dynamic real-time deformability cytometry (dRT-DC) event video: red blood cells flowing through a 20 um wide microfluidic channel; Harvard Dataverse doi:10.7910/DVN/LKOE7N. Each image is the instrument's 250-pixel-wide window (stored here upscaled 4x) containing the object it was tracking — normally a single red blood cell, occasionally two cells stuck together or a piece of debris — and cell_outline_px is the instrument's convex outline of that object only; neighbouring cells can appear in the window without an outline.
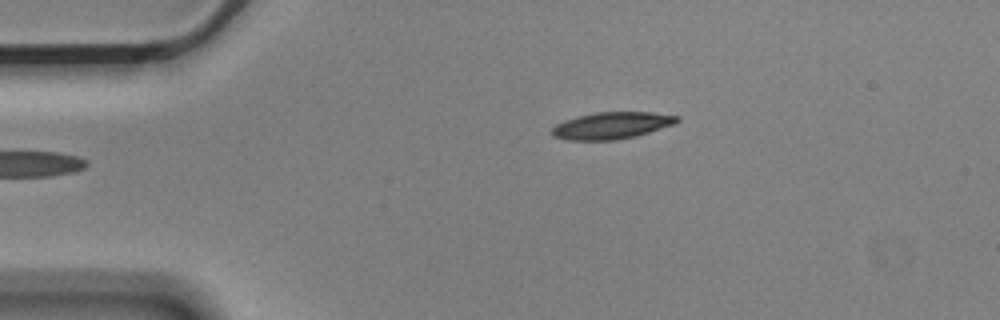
{"species": "Egyptian fruit bat (a non-hibernating species)", "species_latin": "Rousettus aegyptiacus", "temperature_condition": "cold", "stored_images_in_passage": 3, "camera_frame_rate_fps": 3000, "um_per_image_px": 0.085, "animal": {"sex": "male"}, "frame": {"image": 1, "passage_image": 1, "time_ms": 0.0, "image_size_px": [1000, 320], "cell_outline_px": [[680, 120], [676, 124], [636, 136], [616, 140], [568, 140], [552, 136], [552, 128], [556, 124], [564, 120], [576, 116], [596, 112], [652, 112], [680, 116]], "centroid_in_image_um": [52.01, 10.66], "position_along_channel_um": 33.0, "area_um2": 19.77}}
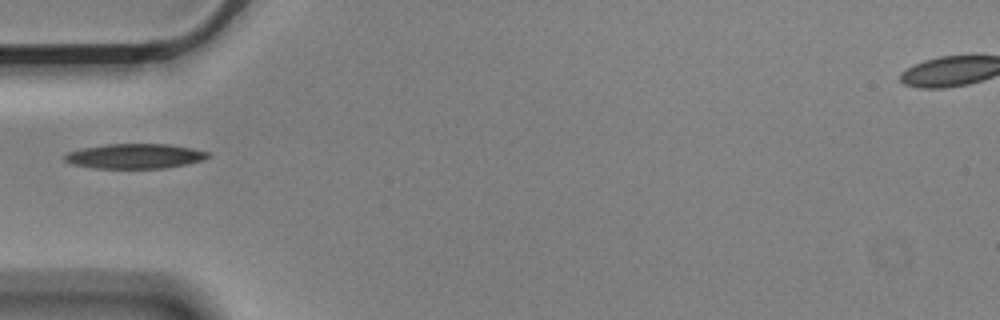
{"frame": {"image": 2, "passage_image": 3, "time_ms": 0.667, "image_size_px": [1000, 320], "cell_outline_px": [[212, 156], [204, 160], [188, 164], [164, 168], [96, 168], [72, 164], [64, 160], [64, 156], [68, 152], [84, 148], [104, 144], [168, 144], [192, 148], [208, 152]], "centroid_in_image_um": [11.51, 13.27], "position_along_channel_um": 73.5, "area_um2": 20.75}}